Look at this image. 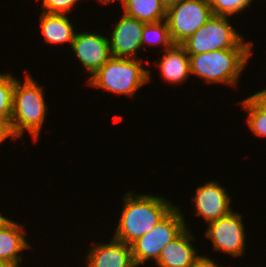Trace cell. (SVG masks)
Masks as SVG:
<instances>
[{
  "label": "cell",
  "instance_id": "4fadbf2b",
  "mask_svg": "<svg viewBox=\"0 0 266 267\" xmlns=\"http://www.w3.org/2000/svg\"><path fill=\"white\" fill-rule=\"evenodd\" d=\"M186 227L178 236L164 246L155 263L158 267H190L199 256L194 247L196 238ZM194 242V244H193Z\"/></svg>",
  "mask_w": 266,
  "mask_h": 267
},
{
  "label": "cell",
  "instance_id": "ffe728a7",
  "mask_svg": "<svg viewBox=\"0 0 266 267\" xmlns=\"http://www.w3.org/2000/svg\"><path fill=\"white\" fill-rule=\"evenodd\" d=\"M240 108L248 112L246 125L257 137L266 138V113L260 110L248 97L238 102Z\"/></svg>",
  "mask_w": 266,
  "mask_h": 267
},
{
  "label": "cell",
  "instance_id": "9a60e30c",
  "mask_svg": "<svg viewBox=\"0 0 266 267\" xmlns=\"http://www.w3.org/2000/svg\"><path fill=\"white\" fill-rule=\"evenodd\" d=\"M155 60L159 68L161 78L171 84H183L190 79V60L185 48L180 44H174L170 49L164 50L162 57Z\"/></svg>",
  "mask_w": 266,
  "mask_h": 267
},
{
  "label": "cell",
  "instance_id": "8fae6325",
  "mask_svg": "<svg viewBox=\"0 0 266 267\" xmlns=\"http://www.w3.org/2000/svg\"><path fill=\"white\" fill-rule=\"evenodd\" d=\"M144 24L122 13L108 37L111 57L138 59L137 51L142 49Z\"/></svg>",
  "mask_w": 266,
  "mask_h": 267
},
{
  "label": "cell",
  "instance_id": "52a82bcc",
  "mask_svg": "<svg viewBox=\"0 0 266 267\" xmlns=\"http://www.w3.org/2000/svg\"><path fill=\"white\" fill-rule=\"evenodd\" d=\"M213 15L208 0H181L166 11V22L174 44H182Z\"/></svg>",
  "mask_w": 266,
  "mask_h": 267
},
{
  "label": "cell",
  "instance_id": "603a6c76",
  "mask_svg": "<svg viewBox=\"0 0 266 267\" xmlns=\"http://www.w3.org/2000/svg\"><path fill=\"white\" fill-rule=\"evenodd\" d=\"M209 257L211 256L199 254V256L193 261V264L190 267H223L218 264L214 258Z\"/></svg>",
  "mask_w": 266,
  "mask_h": 267
},
{
  "label": "cell",
  "instance_id": "7c38bea8",
  "mask_svg": "<svg viewBox=\"0 0 266 267\" xmlns=\"http://www.w3.org/2000/svg\"><path fill=\"white\" fill-rule=\"evenodd\" d=\"M91 244L83 259L84 267H136L130 245L113 237L107 243Z\"/></svg>",
  "mask_w": 266,
  "mask_h": 267
},
{
  "label": "cell",
  "instance_id": "d4e9b609",
  "mask_svg": "<svg viewBox=\"0 0 266 267\" xmlns=\"http://www.w3.org/2000/svg\"><path fill=\"white\" fill-rule=\"evenodd\" d=\"M16 140V137L13 135L11 127L7 123H0V144L6 141V139Z\"/></svg>",
  "mask_w": 266,
  "mask_h": 267
},
{
  "label": "cell",
  "instance_id": "44dd1931",
  "mask_svg": "<svg viewBox=\"0 0 266 267\" xmlns=\"http://www.w3.org/2000/svg\"><path fill=\"white\" fill-rule=\"evenodd\" d=\"M213 15L232 17L245 12L254 0H208Z\"/></svg>",
  "mask_w": 266,
  "mask_h": 267
},
{
  "label": "cell",
  "instance_id": "8992f818",
  "mask_svg": "<svg viewBox=\"0 0 266 267\" xmlns=\"http://www.w3.org/2000/svg\"><path fill=\"white\" fill-rule=\"evenodd\" d=\"M182 211L180 206H176L154 228L130 245L136 267L151 260L156 263L164 246L189 226Z\"/></svg>",
  "mask_w": 266,
  "mask_h": 267
},
{
  "label": "cell",
  "instance_id": "4316f807",
  "mask_svg": "<svg viewBox=\"0 0 266 267\" xmlns=\"http://www.w3.org/2000/svg\"><path fill=\"white\" fill-rule=\"evenodd\" d=\"M114 1L118 2V4H121L123 0H99V2L102 3L103 5L113 3Z\"/></svg>",
  "mask_w": 266,
  "mask_h": 267
},
{
  "label": "cell",
  "instance_id": "9c48e42d",
  "mask_svg": "<svg viewBox=\"0 0 266 267\" xmlns=\"http://www.w3.org/2000/svg\"><path fill=\"white\" fill-rule=\"evenodd\" d=\"M109 36L86 31L78 32L71 44L76 60L89 73L95 74L110 58Z\"/></svg>",
  "mask_w": 266,
  "mask_h": 267
},
{
  "label": "cell",
  "instance_id": "5bb4252c",
  "mask_svg": "<svg viewBox=\"0 0 266 267\" xmlns=\"http://www.w3.org/2000/svg\"><path fill=\"white\" fill-rule=\"evenodd\" d=\"M24 225L7 218L0 225V261L8 262L16 267H21L23 252L32 249L31 244L26 239ZM21 253V254H20Z\"/></svg>",
  "mask_w": 266,
  "mask_h": 267
},
{
  "label": "cell",
  "instance_id": "ba28073f",
  "mask_svg": "<svg viewBox=\"0 0 266 267\" xmlns=\"http://www.w3.org/2000/svg\"><path fill=\"white\" fill-rule=\"evenodd\" d=\"M243 215L232 210L229 214L207 225L204 237L210 239L213 250L240 258L245 255L247 233Z\"/></svg>",
  "mask_w": 266,
  "mask_h": 267
},
{
  "label": "cell",
  "instance_id": "d6986e66",
  "mask_svg": "<svg viewBox=\"0 0 266 267\" xmlns=\"http://www.w3.org/2000/svg\"><path fill=\"white\" fill-rule=\"evenodd\" d=\"M15 82L16 77L10 73H0V123H7L10 127Z\"/></svg>",
  "mask_w": 266,
  "mask_h": 267
},
{
  "label": "cell",
  "instance_id": "83f0119b",
  "mask_svg": "<svg viewBox=\"0 0 266 267\" xmlns=\"http://www.w3.org/2000/svg\"><path fill=\"white\" fill-rule=\"evenodd\" d=\"M0 267H16V266L8 262L0 261Z\"/></svg>",
  "mask_w": 266,
  "mask_h": 267
},
{
  "label": "cell",
  "instance_id": "484cf974",
  "mask_svg": "<svg viewBox=\"0 0 266 267\" xmlns=\"http://www.w3.org/2000/svg\"><path fill=\"white\" fill-rule=\"evenodd\" d=\"M162 5L164 6V8L167 10L170 7L178 4L181 0H159Z\"/></svg>",
  "mask_w": 266,
  "mask_h": 267
},
{
  "label": "cell",
  "instance_id": "5b68a950",
  "mask_svg": "<svg viewBox=\"0 0 266 267\" xmlns=\"http://www.w3.org/2000/svg\"><path fill=\"white\" fill-rule=\"evenodd\" d=\"M231 17L212 15L211 18L181 45L188 55L228 48H253V42L232 26Z\"/></svg>",
  "mask_w": 266,
  "mask_h": 267
},
{
  "label": "cell",
  "instance_id": "cb8c5ba5",
  "mask_svg": "<svg viewBox=\"0 0 266 267\" xmlns=\"http://www.w3.org/2000/svg\"><path fill=\"white\" fill-rule=\"evenodd\" d=\"M248 98L263 112L266 113V87L261 91L249 95Z\"/></svg>",
  "mask_w": 266,
  "mask_h": 267
},
{
  "label": "cell",
  "instance_id": "e0dca14e",
  "mask_svg": "<svg viewBox=\"0 0 266 267\" xmlns=\"http://www.w3.org/2000/svg\"><path fill=\"white\" fill-rule=\"evenodd\" d=\"M123 14L144 23H156L166 18V9L159 0H123Z\"/></svg>",
  "mask_w": 266,
  "mask_h": 267
},
{
  "label": "cell",
  "instance_id": "f1b7e54d",
  "mask_svg": "<svg viewBox=\"0 0 266 267\" xmlns=\"http://www.w3.org/2000/svg\"><path fill=\"white\" fill-rule=\"evenodd\" d=\"M7 216H3L2 213H0V225L7 219Z\"/></svg>",
  "mask_w": 266,
  "mask_h": 267
},
{
  "label": "cell",
  "instance_id": "7a4b0ae2",
  "mask_svg": "<svg viewBox=\"0 0 266 267\" xmlns=\"http://www.w3.org/2000/svg\"><path fill=\"white\" fill-rule=\"evenodd\" d=\"M24 82L16 77L13 92L11 130L16 139L27 131L32 140L39 139L45 122L48 105L44 90L32 75L24 74Z\"/></svg>",
  "mask_w": 266,
  "mask_h": 267
},
{
  "label": "cell",
  "instance_id": "3957f363",
  "mask_svg": "<svg viewBox=\"0 0 266 267\" xmlns=\"http://www.w3.org/2000/svg\"><path fill=\"white\" fill-rule=\"evenodd\" d=\"M253 48H228L189 55L191 75L205 83L237 87Z\"/></svg>",
  "mask_w": 266,
  "mask_h": 267
},
{
  "label": "cell",
  "instance_id": "6da1fadb",
  "mask_svg": "<svg viewBox=\"0 0 266 267\" xmlns=\"http://www.w3.org/2000/svg\"><path fill=\"white\" fill-rule=\"evenodd\" d=\"M113 238L131 245L165 218L177 205L166 197L127 191Z\"/></svg>",
  "mask_w": 266,
  "mask_h": 267
},
{
  "label": "cell",
  "instance_id": "7402d4cb",
  "mask_svg": "<svg viewBox=\"0 0 266 267\" xmlns=\"http://www.w3.org/2000/svg\"><path fill=\"white\" fill-rule=\"evenodd\" d=\"M81 0H42V12L50 14H65L68 15L73 10V6L79 5Z\"/></svg>",
  "mask_w": 266,
  "mask_h": 267
},
{
  "label": "cell",
  "instance_id": "ac0fdd59",
  "mask_svg": "<svg viewBox=\"0 0 266 267\" xmlns=\"http://www.w3.org/2000/svg\"><path fill=\"white\" fill-rule=\"evenodd\" d=\"M157 46L164 51L170 49L174 43L172 41L166 20L156 23H145L142 33V50L146 51V46Z\"/></svg>",
  "mask_w": 266,
  "mask_h": 267
},
{
  "label": "cell",
  "instance_id": "2e32d148",
  "mask_svg": "<svg viewBox=\"0 0 266 267\" xmlns=\"http://www.w3.org/2000/svg\"><path fill=\"white\" fill-rule=\"evenodd\" d=\"M39 18L40 32L45 43L52 44V46L68 43L71 47L77 31L68 15L41 12Z\"/></svg>",
  "mask_w": 266,
  "mask_h": 267
},
{
  "label": "cell",
  "instance_id": "30bf717a",
  "mask_svg": "<svg viewBox=\"0 0 266 267\" xmlns=\"http://www.w3.org/2000/svg\"><path fill=\"white\" fill-rule=\"evenodd\" d=\"M232 197L218 181L212 180L198 186L192 196L194 216H199L206 224L226 216L232 211Z\"/></svg>",
  "mask_w": 266,
  "mask_h": 267
},
{
  "label": "cell",
  "instance_id": "277c9868",
  "mask_svg": "<svg viewBox=\"0 0 266 267\" xmlns=\"http://www.w3.org/2000/svg\"><path fill=\"white\" fill-rule=\"evenodd\" d=\"M146 62L150 60L144 61L140 57L138 59L111 57L86 82L92 88L133 97L153 77L151 70L143 65Z\"/></svg>",
  "mask_w": 266,
  "mask_h": 267
}]
</instances>
